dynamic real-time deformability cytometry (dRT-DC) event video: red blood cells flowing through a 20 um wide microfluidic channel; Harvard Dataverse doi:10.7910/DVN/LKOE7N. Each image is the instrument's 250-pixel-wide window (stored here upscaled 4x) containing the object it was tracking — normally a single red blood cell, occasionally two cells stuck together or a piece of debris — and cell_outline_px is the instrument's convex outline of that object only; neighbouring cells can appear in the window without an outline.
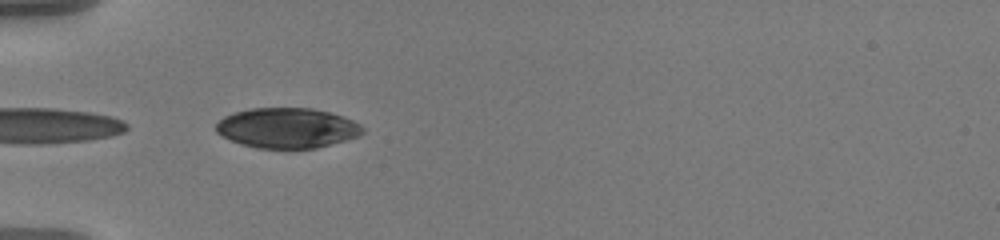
{"species": "human", "species_latin": "Homo sapiens", "temperature_condition": "warm", "stored_images_in_passage": 6, "camera_frame_rate_fps": 3000, "um_per_image_px": 0.085, "donor": {"sex": "male"}, "frame": {"image": 1, "passage_image": 1, "time_ms": 0.0, "image_size_px": [1000, 240], "cell_outline_px": [[364, 132], [356, 136], [344, 140], [316, 148], [260, 148], [240, 144], [216, 132], [216, 124], [224, 116], [248, 108], [312, 108], [344, 116], [360, 124], [364, 128]], "centroid_in_image_um": [24.41, 10.87], "position_along_channel_um": 60.6, "area_um2": 34.04}}
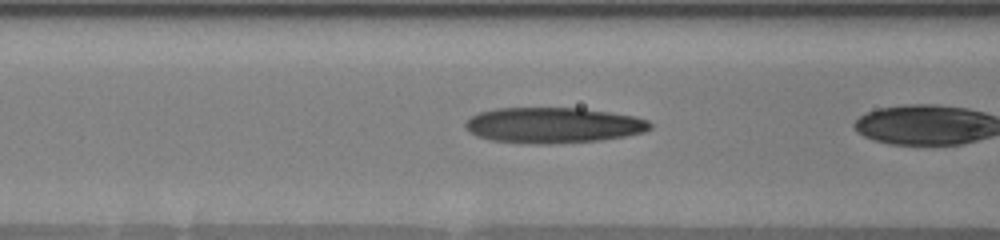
{"frame": {"image": 2, "passage_image": 4, "time_ms": 1.0, "image_size_px": [1000, 240], "cell_outline_px": [[652, 128], [644, 132], [624, 136], [600, 140], [548, 144], [528, 144], [492, 140], [476, 136], [468, 132], [464, 128], [464, 124], [472, 116], [480, 112], [496, 108], [580, 108], [612, 112], [636, 116], [648, 120], [652, 124]], "centroid_in_image_um": [47.02, 10.64], "position_along_channel_um": 119.6, "area_um2": 38.61}}